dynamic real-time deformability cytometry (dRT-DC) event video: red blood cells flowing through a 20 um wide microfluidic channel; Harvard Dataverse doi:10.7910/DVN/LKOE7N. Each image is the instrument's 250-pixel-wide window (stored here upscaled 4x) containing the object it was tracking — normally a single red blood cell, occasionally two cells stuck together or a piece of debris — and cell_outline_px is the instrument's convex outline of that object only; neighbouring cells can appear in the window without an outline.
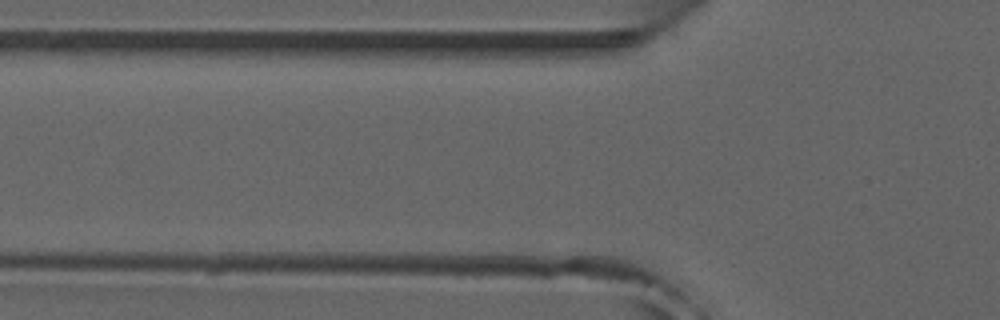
{"species": "common noctule bat (a hibernating species)", "species_latin": "Nyctalus noctula", "temperature_condition": "room temperature", "stored_images_in_passage": 5, "camera_frame_rate_fps": 3000, "um_per_image_px": 0.085, "animal": {"sex": "male", "forearm_length_mm": 52.5}, "frame": {"image": 1, "passage_image": 4, "time_ms": 1.0, "image_size_px": [1000, 320], "cell_outline_px": [[548, 276], [456, 276], [328, 272], [328, 268], [436, 256], [504, 256], [544, 272]], "centroid_in_image_um": [37.99, 22.7], "position_along_channel_um": 87.8, "area_um2": 22.43}}